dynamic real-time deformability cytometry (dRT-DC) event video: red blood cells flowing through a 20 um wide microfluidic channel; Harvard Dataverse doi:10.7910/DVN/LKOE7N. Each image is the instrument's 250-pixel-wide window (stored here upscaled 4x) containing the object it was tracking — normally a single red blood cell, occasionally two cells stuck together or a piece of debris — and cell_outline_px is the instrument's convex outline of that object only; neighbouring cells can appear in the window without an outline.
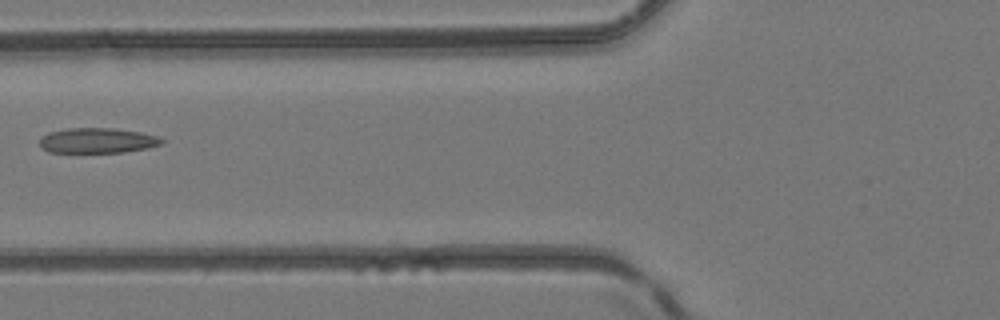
{"species": "common noctule bat (a hibernating species)", "species_latin": "Nyctalus noctula", "temperature_condition": "room temperature", "stored_images_in_passage": 2, "camera_frame_rate_fps": 3000, "um_per_image_px": 0.085, "animal": {"sex": "female", "body_mass_g": 24.6, "forearm_length_mm": 56.2}, "frame": {"image": 1, "passage_image": 2, "time_ms": 2.0, "image_size_px": [1000, 320], "cell_outline_px": [[164, 144], [148, 148], [124, 152], [48, 152], [40, 148], [40, 136], [48, 132], [68, 128], [116, 128], [140, 132], [160, 136], [164, 140]], "centroid_in_image_um": [8.29, 11.94], "position_along_channel_um": 117.5, "area_um2": 18.21}}